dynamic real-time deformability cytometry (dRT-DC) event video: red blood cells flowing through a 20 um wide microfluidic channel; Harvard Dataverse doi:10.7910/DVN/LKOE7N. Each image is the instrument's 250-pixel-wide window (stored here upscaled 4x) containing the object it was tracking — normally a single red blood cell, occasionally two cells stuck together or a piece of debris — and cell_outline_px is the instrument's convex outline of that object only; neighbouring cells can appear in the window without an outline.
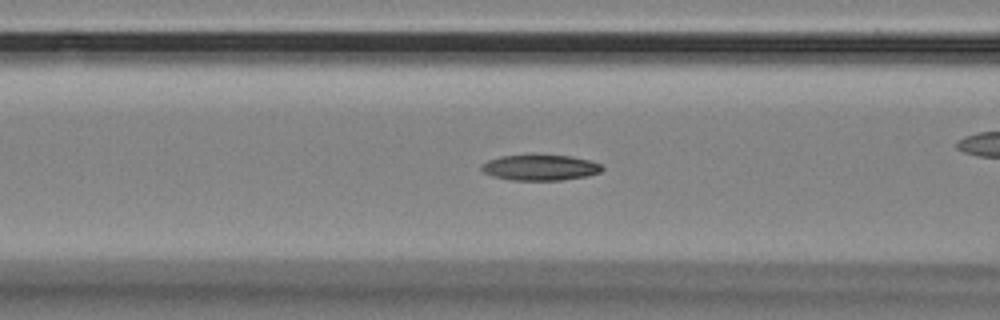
{"species": "Egyptian fruit bat (a non-hibernating species)", "species_latin": "Rousettus aegyptiacus", "temperature_condition": "room temperature", "stored_images_in_passage": 42, "camera_frame_rate_fps": 3000, "um_per_image_px": 0.085, "animal": {"sex": "female"}, "frame": {"image": 1, "passage_image": 15, "time_ms": 4.667, "image_size_px": [1000, 320], "cell_outline_px": [[604, 168], [600, 172], [588, 176], [560, 180], [512, 180], [492, 176], [484, 172], [480, 168], [480, 164], [488, 160], [500, 156], [568, 156], [588, 160], [600, 164]], "centroid_in_image_um": [45.89, 14.26], "position_along_channel_um": 120.7, "area_um2": 17.74}}
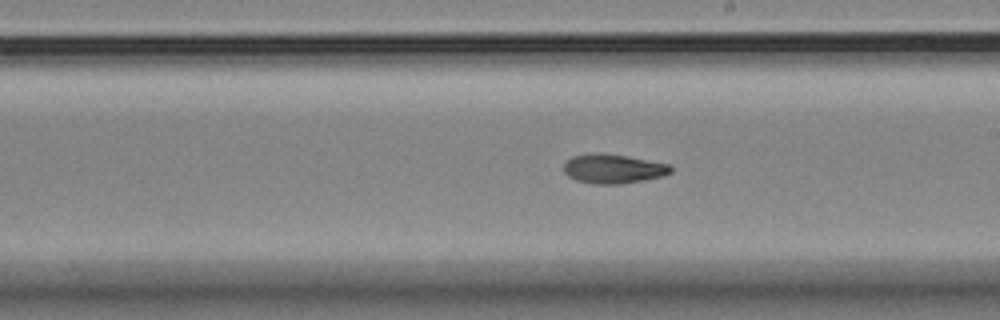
{"frame": {"image": 2, "passage_image": 25, "time_ms": 8.0, "image_size_px": [1000, 320], "cell_outline_px": [[672, 172], [664, 176], [644, 180], [620, 184], [592, 184], [576, 180], [568, 176], [564, 172], [564, 164], [572, 156], [624, 156], [672, 164]], "centroid_in_image_um": [52.2, 14.4], "position_along_channel_um": 236.8, "area_um2": 17.57}}
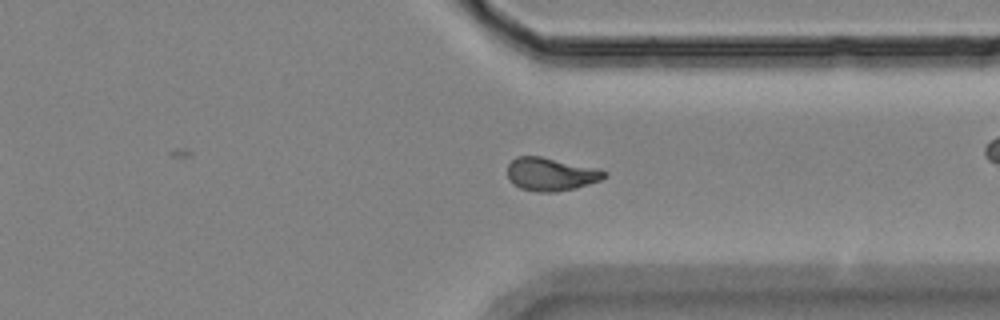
{"frame": {"image": 3, "passage_image": 36, "time_ms": 11.667, "image_size_px": [1000, 320], "cell_outline_px": [[608, 176], [600, 180], [576, 188], [556, 192], [540, 192], [520, 188], [512, 184], [508, 176], [508, 164], [516, 156], [540, 156], [600, 168], [608, 172]], "centroid_in_image_um": [46.85, 14.8], "position_along_channel_um": 364.5, "area_um2": 18.9}}